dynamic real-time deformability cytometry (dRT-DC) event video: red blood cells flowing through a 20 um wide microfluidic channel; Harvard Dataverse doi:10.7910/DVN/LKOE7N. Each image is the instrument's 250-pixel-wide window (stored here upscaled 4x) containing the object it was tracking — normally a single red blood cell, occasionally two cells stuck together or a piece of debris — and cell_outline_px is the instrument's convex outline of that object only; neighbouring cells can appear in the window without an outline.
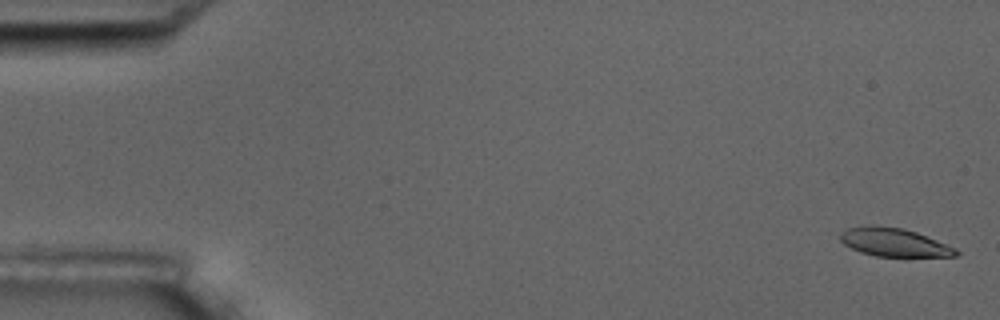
{"species": "common noctule bat (a hibernating species)", "species_latin": "Nyctalus noctula", "temperature_condition": "room temperature", "stored_images_in_passage": 10, "camera_frame_rate_fps": 3000, "um_per_image_px": 0.085, "animal": {"sex": "male", "body_mass_g": 17.5, "forearm_length_mm": 52.3}, "frame": {"image": 1, "passage_image": 1, "time_ms": 0.0, "image_size_px": [1000, 320], "cell_outline_px": [[960, 252], [956, 256], [876, 256], [860, 252], [844, 244], [840, 240], [840, 232], [848, 228], [868, 224], [876, 224], [904, 228], [916, 232], [956, 248]], "centroid_in_image_um": [75.96, 20.57], "position_along_channel_um": 9.0, "area_um2": 19.19}}
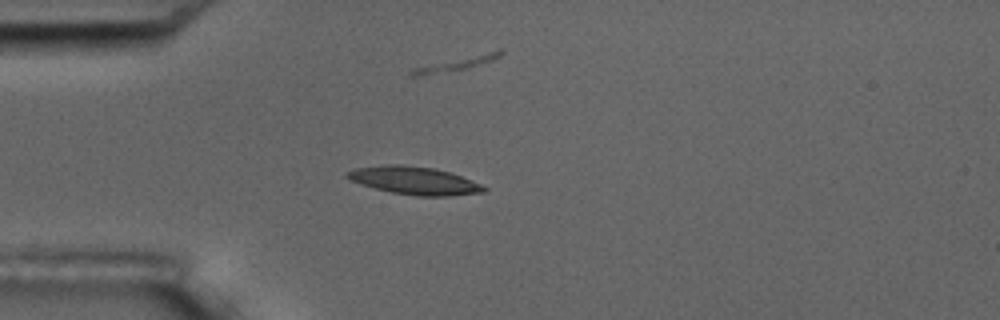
{"frame": {"image": 2, "passage_image": 5, "time_ms": 4.667, "image_size_px": [1000, 320], "cell_outline_px": [[488, 188], [484, 192], [452, 196], [416, 196], [392, 192], [360, 184], [348, 180], [344, 176], [344, 172], [356, 168], [388, 164], [400, 164], [436, 168], [460, 176], [480, 184]], "centroid_in_image_um": [35.17, 15.34], "position_along_channel_um": 49.8, "area_um2": 22.25}}
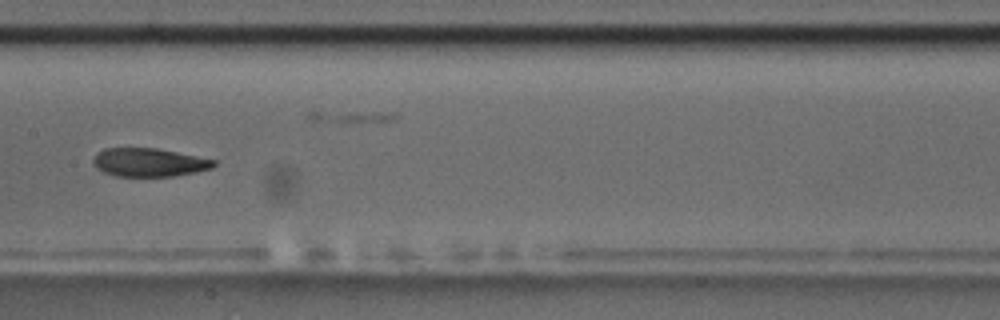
{"frame": {"image": 3, "passage_image": 9, "time_ms": 9.0, "image_size_px": [1000, 320], "cell_outline_px": [[216, 164], [212, 168], [196, 172], [172, 176], [116, 176], [104, 172], [96, 168], [92, 164], [92, 160], [96, 152], [104, 148], [156, 148], [216, 160]], "centroid_in_image_um": [12.63, 13.8], "position_along_channel_um": 194.8, "area_um2": 20.0}}